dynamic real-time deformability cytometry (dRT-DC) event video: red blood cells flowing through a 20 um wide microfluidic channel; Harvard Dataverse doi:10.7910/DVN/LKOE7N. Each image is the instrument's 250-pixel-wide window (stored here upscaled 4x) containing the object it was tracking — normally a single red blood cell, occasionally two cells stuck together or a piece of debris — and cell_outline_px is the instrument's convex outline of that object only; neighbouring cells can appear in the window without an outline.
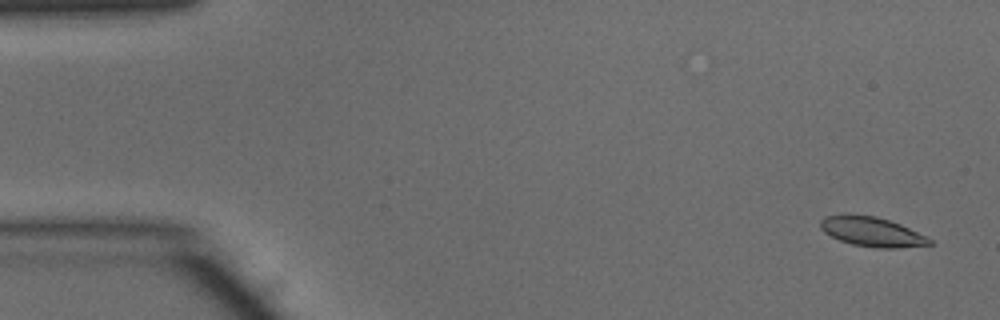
{"species": "common noctule bat (a hibernating species)", "species_latin": "Nyctalus noctula", "temperature_condition": "warm", "stored_images_in_passage": 49, "camera_frame_rate_fps": 3000, "um_per_image_px": 0.085, "animal": {"sex": "male", "body_mass_g": 15.6}, "frame": {"image": 1, "passage_image": 2, "time_ms": 0.333, "image_size_px": [1000, 320], "cell_outline_px": [[932, 244], [896, 248], [876, 248], [852, 244], [840, 240], [824, 232], [820, 228], [820, 220], [824, 216], [848, 212], [876, 216], [900, 224], [932, 240]], "centroid_in_image_um": [74.02, 19.66], "position_along_channel_um": 11.0, "area_um2": 18.9}}
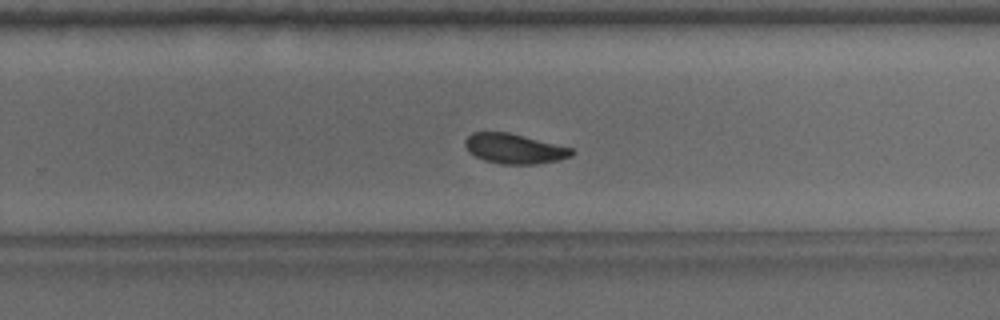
{"frame": {"image": 2, "passage_image": 31, "time_ms": 10.0, "image_size_px": [1000, 320], "cell_outline_px": [[576, 152], [572, 156], [560, 160], [536, 164], [500, 164], [484, 160], [468, 152], [464, 144], [464, 140], [472, 132], [508, 132], [572, 148]], "centroid_in_image_um": [43.72, 12.64], "position_along_channel_um": 286.1, "area_um2": 18.67}}
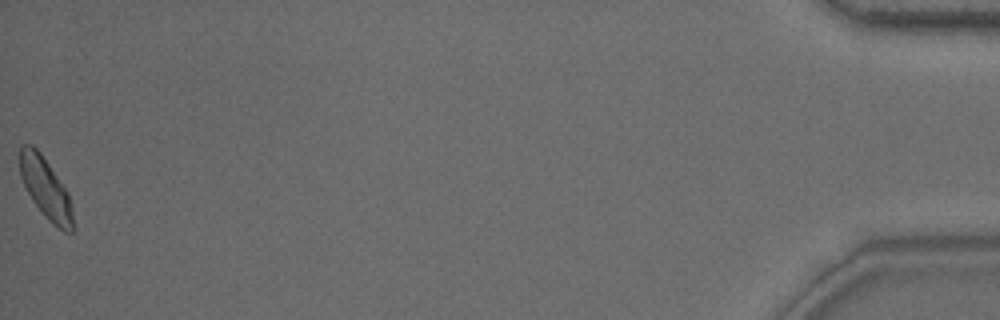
{"frame": {"image": 3, "passage_image": 49, "time_ms": 16.0, "image_size_px": [1000, 320], "cell_outline_px": [[72, 232], [64, 232], [52, 224], [48, 220], [32, 200], [20, 176], [20, 144], [32, 144], [40, 152], [68, 192], [72, 212]], "centroid_in_image_um": [3.86, 15.99], "position_along_channel_um": 431.3, "area_um2": 18.5}, "authors_computed_cell_mechanics": {"area_um2": 19.1896, "velocity_mm_per_s": 4.0978, "shape_relaxation_time_tau1_ms": 3.2522, "shape_relaxation_time_tau2_ms": 1.5722, "deformation_change_tau1": 0.0869, "deformation_change_tau2": 0.0578}}